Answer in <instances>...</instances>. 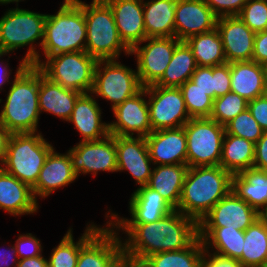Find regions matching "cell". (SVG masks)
Listing matches in <instances>:
<instances>
[{
	"mask_svg": "<svg viewBox=\"0 0 267 267\" xmlns=\"http://www.w3.org/2000/svg\"><path fill=\"white\" fill-rule=\"evenodd\" d=\"M109 224L128 236L122 242V255L144 259L160 252L182 250L199 238L198 222L178 210L156 222Z\"/></svg>",
	"mask_w": 267,
	"mask_h": 267,
	"instance_id": "1",
	"label": "cell"
},
{
	"mask_svg": "<svg viewBox=\"0 0 267 267\" xmlns=\"http://www.w3.org/2000/svg\"><path fill=\"white\" fill-rule=\"evenodd\" d=\"M39 68L23 61L0 112V124L11 133H36L39 122Z\"/></svg>",
	"mask_w": 267,
	"mask_h": 267,
	"instance_id": "2",
	"label": "cell"
},
{
	"mask_svg": "<svg viewBox=\"0 0 267 267\" xmlns=\"http://www.w3.org/2000/svg\"><path fill=\"white\" fill-rule=\"evenodd\" d=\"M232 190V174L218 166L189 167L178 207L198 223Z\"/></svg>",
	"mask_w": 267,
	"mask_h": 267,
	"instance_id": "3",
	"label": "cell"
},
{
	"mask_svg": "<svg viewBox=\"0 0 267 267\" xmlns=\"http://www.w3.org/2000/svg\"><path fill=\"white\" fill-rule=\"evenodd\" d=\"M86 38L84 2L81 0H64L56 14H47L42 44L46 58L63 53L86 52Z\"/></svg>",
	"mask_w": 267,
	"mask_h": 267,
	"instance_id": "4",
	"label": "cell"
},
{
	"mask_svg": "<svg viewBox=\"0 0 267 267\" xmlns=\"http://www.w3.org/2000/svg\"><path fill=\"white\" fill-rule=\"evenodd\" d=\"M47 14H40L18 7L9 9L0 18V52L10 53L30 45L23 62L26 65L39 66L41 55L33 43L42 38L44 41L45 20Z\"/></svg>",
	"mask_w": 267,
	"mask_h": 267,
	"instance_id": "5",
	"label": "cell"
},
{
	"mask_svg": "<svg viewBox=\"0 0 267 267\" xmlns=\"http://www.w3.org/2000/svg\"><path fill=\"white\" fill-rule=\"evenodd\" d=\"M86 20V53L98 60H116L123 51L130 55V48L122 41L113 12L104 0L84 3Z\"/></svg>",
	"mask_w": 267,
	"mask_h": 267,
	"instance_id": "6",
	"label": "cell"
},
{
	"mask_svg": "<svg viewBox=\"0 0 267 267\" xmlns=\"http://www.w3.org/2000/svg\"><path fill=\"white\" fill-rule=\"evenodd\" d=\"M37 133H12L6 156L0 164L5 172L31 189L36 185L46 157L54 148L41 133Z\"/></svg>",
	"mask_w": 267,
	"mask_h": 267,
	"instance_id": "7",
	"label": "cell"
},
{
	"mask_svg": "<svg viewBox=\"0 0 267 267\" xmlns=\"http://www.w3.org/2000/svg\"><path fill=\"white\" fill-rule=\"evenodd\" d=\"M38 68L50 81L80 93H90L97 60L86 52L54 55Z\"/></svg>",
	"mask_w": 267,
	"mask_h": 267,
	"instance_id": "8",
	"label": "cell"
},
{
	"mask_svg": "<svg viewBox=\"0 0 267 267\" xmlns=\"http://www.w3.org/2000/svg\"><path fill=\"white\" fill-rule=\"evenodd\" d=\"M183 127L187 139V166L220 165L225 126L211 118H191Z\"/></svg>",
	"mask_w": 267,
	"mask_h": 267,
	"instance_id": "9",
	"label": "cell"
},
{
	"mask_svg": "<svg viewBox=\"0 0 267 267\" xmlns=\"http://www.w3.org/2000/svg\"><path fill=\"white\" fill-rule=\"evenodd\" d=\"M142 88L137 71L116 60L97 61L91 94L111 101L112 109L137 94Z\"/></svg>",
	"mask_w": 267,
	"mask_h": 267,
	"instance_id": "10",
	"label": "cell"
},
{
	"mask_svg": "<svg viewBox=\"0 0 267 267\" xmlns=\"http://www.w3.org/2000/svg\"><path fill=\"white\" fill-rule=\"evenodd\" d=\"M152 131L183 127L191 118L179 87H145Z\"/></svg>",
	"mask_w": 267,
	"mask_h": 267,
	"instance_id": "11",
	"label": "cell"
},
{
	"mask_svg": "<svg viewBox=\"0 0 267 267\" xmlns=\"http://www.w3.org/2000/svg\"><path fill=\"white\" fill-rule=\"evenodd\" d=\"M144 46L136 44L130 55L137 56V73L142 87L156 84L167 69L176 46L181 42L175 37H149Z\"/></svg>",
	"mask_w": 267,
	"mask_h": 267,
	"instance_id": "12",
	"label": "cell"
},
{
	"mask_svg": "<svg viewBox=\"0 0 267 267\" xmlns=\"http://www.w3.org/2000/svg\"><path fill=\"white\" fill-rule=\"evenodd\" d=\"M68 152L77 177L80 173H92L95 176L99 171L118 172L115 136L113 135L109 134L98 141H80Z\"/></svg>",
	"mask_w": 267,
	"mask_h": 267,
	"instance_id": "13",
	"label": "cell"
},
{
	"mask_svg": "<svg viewBox=\"0 0 267 267\" xmlns=\"http://www.w3.org/2000/svg\"><path fill=\"white\" fill-rule=\"evenodd\" d=\"M146 89L143 87L137 94L126 99L116 106L113 114L116 121L109 123V134L113 136H133L146 137L152 132L150 123L149 107Z\"/></svg>",
	"mask_w": 267,
	"mask_h": 267,
	"instance_id": "14",
	"label": "cell"
},
{
	"mask_svg": "<svg viewBox=\"0 0 267 267\" xmlns=\"http://www.w3.org/2000/svg\"><path fill=\"white\" fill-rule=\"evenodd\" d=\"M261 214L232 190L198 223V227H228L245 231Z\"/></svg>",
	"mask_w": 267,
	"mask_h": 267,
	"instance_id": "15",
	"label": "cell"
},
{
	"mask_svg": "<svg viewBox=\"0 0 267 267\" xmlns=\"http://www.w3.org/2000/svg\"><path fill=\"white\" fill-rule=\"evenodd\" d=\"M101 227L81 248L76 267H112L123 254L119 233L108 223Z\"/></svg>",
	"mask_w": 267,
	"mask_h": 267,
	"instance_id": "16",
	"label": "cell"
},
{
	"mask_svg": "<svg viewBox=\"0 0 267 267\" xmlns=\"http://www.w3.org/2000/svg\"><path fill=\"white\" fill-rule=\"evenodd\" d=\"M117 171H129L136 184H148L152 169L145 137L115 136Z\"/></svg>",
	"mask_w": 267,
	"mask_h": 267,
	"instance_id": "17",
	"label": "cell"
},
{
	"mask_svg": "<svg viewBox=\"0 0 267 267\" xmlns=\"http://www.w3.org/2000/svg\"><path fill=\"white\" fill-rule=\"evenodd\" d=\"M217 19L204 0H176L175 38L186 41L191 36L210 32L216 28Z\"/></svg>",
	"mask_w": 267,
	"mask_h": 267,
	"instance_id": "18",
	"label": "cell"
},
{
	"mask_svg": "<svg viewBox=\"0 0 267 267\" xmlns=\"http://www.w3.org/2000/svg\"><path fill=\"white\" fill-rule=\"evenodd\" d=\"M216 29L222 39L226 62L252 61L256 33L238 16L219 17Z\"/></svg>",
	"mask_w": 267,
	"mask_h": 267,
	"instance_id": "19",
	"label": "cell"
},
{
	"mask_svg": "<svg viewBox=\"0 0 267 267\" xmlns=\"http://www.w3.org/2000/svg\"><path fill=\"white\" fill-rule=\"evenodd\" d=\"M145 139L152 164H187V139L184 127L155 130Z\"/></svg>",
	"mask_w": 267,
	"mask_h": 267,
	"instance_id": "20",
	"label": "cell"
},
{
	"mask_svg": "<svg viewBox=\"0 0 267 267\" xmlns=\"http://www.w3.org/2000/svg\"><path fill=\"white\" fill-rule=\"evenodd\" d=\"M175 209L157 191L147 185L135 190L129 201L131 217L121 218L111 213L108 223H150L156 222L170 214ZM114 219V220H113ZM114 221V222H113Z\"/></svg>",
	"mask_w": 267,
	"mask_h": 267,
	"instance_id": "21",
	"label": "cell"
},
{
	"mask_svg": "<svg viewBox=\"0 0 267 267\" xmlns=\"http://www.w3.org/2000/svg\"><path fill=\"white\" fill-rule=\"evenodd\" d=\"M111 8L117 31L131 49L146 39L143 0H104Z\"/></svg>",
	"mask_w": 267,
	"mask_h": 267,
	"instance_id": "22",
	"label": "cell"
},
{
	"mask_svg": "<svg viewBox=\"0 0 267 267\" xmlns=\"http://www.w3.org/2000/svg\"><path fill=\"white\" fill-rule=\"evenodd\" d=\"M54 149L46 157L36 185L32 188L36 201L38 196L45 198L57 188L65 187L77 179L69 152L60 154L55 152Z\"/></svg>",
	"mask_w": 267,
	"mask_h": 267,
	"instance_id": "23",
	"label": "cell"
},
{
	"mask_svg": "<svg viewBox=\"0 0 267 267\" xmlns=\"http://www.w3.org/2000/svg\"><path fill=\"white\" fill-rule=\"evenodd\" d=\"M101 109L90 93H82L68 120L82 135L81 141H98L109 135V123L101 121ZM102 137V138H101Z\"/></svg>",
	"mask_w": 267,
	"mask_h": 267,
	"instance_id": "24",
	"label": "cell"
},
{
	"mask_svg": "<svg viewBox=\"0 0 267 267\" xmlns=\"http://www.w3.org/2000/svg\"><path fill=\"white\" fill-rule=\"evenodd\" d=\"M231 92L247 101L263 96L267 86V68L255 61L230 63Z\"/></svg>",
	"mask_w": 267,
	"mask_h": 267,
	"instance_id": "25",
	"label": "cell"
},
{
	"mask_svg": "<svg viewBox=\"0 0 267 267\" xmlns=\"http://www.w3.org/2000/svg\"><path fill=\"white\" fill-rule=\"evenodd\" d=\"M0 209L11 215L34 214L38 203L32 189L0 167Z\"/></svg>",
	"mask_w": 267,
	"mask_h": 267,
	"instance_id": "26",
	"label": "cell"
},
{
	"mask_svg": "<svg viewBox=\"0 0 267 267\" xmlns=\"http://www.w3.org/2000/svg\"><path fill=\"white\" fill-rule=\"evenodd\" d=\"M82 93L66 89L50 81L39 69V97L40 114L51 113L60 119L68 121L74 109L77 98Z\"/></svg>",
	"mask_w": 267,
	"mask_h": 267,
	"instance_id": "27",
	"label": "cell"
},
{
	"mask_svg": "<svg viewBox=\"0 0 267 267\" xmlns=\"http://www.w3.org/2000/svg\"><path fill=\"white\" fill-rule=\"evenodd\" d=\"M232 191L261 214L267 208V171L250 168L233 174Z\"/></svg>",
	"mask_w": 267,
	"mask_h": 267,
	"instance_id": "28",
	"label": "cell"
},
{
	"mask_svg": "<svg viewBox=\"0 0 267 267\" xmlns=\"http://www.w3.org/2000/svg\"><path fill=\"white\" fill-rule=\"evenodd\" d=\"M147 186L157 191L174 208L178 207L184 180L188 171L187 164L158 165L153 167Z\"/></svg>",
	"mask_w": 267,
	"mask_h": 267,
	"instance_id": "29",
	"label": "cell"
},
{
	"mask_svg": "<svg viewBox=\"0 0 267 267\" xmlns=\"http://www.w3.org/2000/svg\"><path fill=\"white\" fill-rule=\"evenodd\" d=\"M176 0L143 1L146 38L175 37Z\"/></svg>",
	"mask_w": 267,
	"mask_h": 267,
	"instance_id": "30",
	"label": "cell"
},
{
	"mask_svg": "<svg viewBox=\"0 0 267 267\" xmlns=\"http://www.w3.org/2000/svg\"><path fill=\"white\" fill-rule=\"evenodd\" d=\"M198 228L199 238L202 240L204 249L214 248V253L237 260L242 256L244 231L231 229L226 226Z\"/></svg>",
	"mask_w": 267,
	"mask_h": 267,
	"instance_id": "31",
	"label": "cell"
},
{
	"mask_svg": "<svg viewBox=\"0 0 267 267\" xmlns=\"http://www.w3.org/2000/svg\"><path fill=\"white\" fill-rule=\"evenodd\" d=\"M255 144L245 138L225 134L220 166L232 175L253 168Z\"/></svg>",
	"mask_w": 267,
	"mask_h": 267,
	"instance_id": "32",
	"label": "cell"
},
{
	"mask_svg": "<svg viewBox=\"0 0 267 267\" xmlns=\"http://www.w3.org/2000/svg\"><path fill=\"white\" fill-rule=\"evenodd\" d=\"M191 48L181 41L175 48L171 61L162 78L155 84L162 87H180L190 80L197 68Z\"/></svg>",
	"mask_w": 267,
	"mask_h": 267,
	"instance_id": "33",
	"label": "cell"
},
{
	"mask_svg": "<svg viewBox=\"0 0 267 267\" xmlns=\"http://www.w3.org/2000/svg\"><path fill=\"white\" fill-rule=\"evenodd\" d=\"M185 42L191 48L197 66L213 67L226 63L222 39L216 28L191 36Z\"/></svg>",
	"mask_w": 267,
	"mask_h": 267,
	"instance_id": "34",
	"label": "cell"
},
{
	"mask_svg": "<svg viewBox=\"0 0 267 267\" xmlns=\"http://www.w3.org/2000/svg\"><path fill=\"white\" fill-rule=\"evenodd\" d=\"M244 267H257L267 263V223L260 217L244 231L242 256Z\"/></svg>",
	"mask_w": 267,
	"mask_h": 267,
	"instance_id": "35",
	"label": "cell"
},
{
	"mask_svg": "<svg viewBox=\"0 0 267 267\" xmlns=\"http://www.w3.org/2000/svg\"><path fill=\"white\" fill-rule=\"evenodd\" d=\"M100 229L97 225H88L75 243L72 229H69L62 238L59 245L53 248L51 256L48 258V267H76L80 248Z\"/></svg>",
	"mask_w": 267,
	"mask_h": 267,
	"instance_id": "36",
	"label": "cell"
},
{
	"mask_svg": "<svg viewBox=\"0 0 267 267\" xmlns=\"http://www.w3.org/2000/svg\"><path fill=\"white\" fill-rule=\"evenodd\" d=\"M203 251L202 240L198 238L187 248L156 253L146 259L153 267H200Z\"/></svg>",
	"mask_w": 267,
	"mask_h": 267,
	"instance_id": "37",
	"label": "cell"
},
{
	"mask_svg": "<svg viewBox=\"0 0 267 267\" xmlns=\"http://www.w3.org/2000/svg\"><path fill=\"white\" fill-rule=\"evenodd\" d=\"M190 118H209L213 108V99L191 80L180 87Z\"/></svg>",
	"mask_w": 267,
	"mask_h": 267,
	"instance_id": "38",
	"label": "cell"
},
{
	"mask_svg": "<svg viewBox=\"0 0 267 267\" xmlns=\"http://www.w3.org/2000/svg\"><path fill=\"white\" fill-rule=\"evenodd\" d=\"M248 108V101L236 93L229 92L213 101L211 119L225 126L229 121Z\"/></svg>",
	"mask_w": 267,
	"mask_h": 267,
	"instance_id": "39",
	"label": "cell"
},
{
	"mask_svg": "<svg viewBox=\"0 0 267 267\" xmlns=\"http://www.w3.org/2000/svg\"><path fill=\"white\" fill-rule=\"evenodd\" d=\"M264 132L248 108L225 125V134L245 138L254 144L263 136Z\"/></svg>",
	"mask_w": 267,
	"mask_h": 267,
	"instance_id": "40",
	"label": "cell"
},
{
	"mask_svg": "<svg viewBox=\"0 0 267 267\" xmlns=\"http://www.w3.org/2000/svg\"><path fill=\"white\" fill-rule=\"evenodd\" d=\"M253 32L267 30V0H247L237 15Z\"/></svg>",
	"mask_w": 267,
	"mask_h": 267,
	"instance_id": "41",
	"label": "cell"
},
{
	"mask_svg": "<svg viewBox=\"0 0 267 267\" xmlns=\"http://www.w3.org/2000/svg\"><path fill=\"white\" fill-rule=\"evenodd\" d=\"M190 80L213 100L216 99V83L213 67L198 66Z\"/></svg>",
	"mask_w": 267,
	"mask_h": 267,
	"instance_id": "42",
	"label": "cell"
},
{
	"mask_svg": "<svg viewBox=\"0 0 267 267\" xmlns=\"http://www.w3.org/2000/svg\"><path fill=\"white\" fill-rule=\"evenodd\" d=\"M14 246L19 260L42 255L40 240L31 233L20 235Z\"/></svg>",
	"mask_w": 267,
	"mask_h": 267,
	"instance_id": "43",
	"label": "cell"
},
{
	"mask_svg": "<svg viewBox=\"0 0 267 267\" xmlns=\"http://www.w3.org/2000/svg\"><path fill=\"white\" fill-rule=\"evenodd\" d=\"M213 13L219 18L237 16L247 0H204Z\"/></svg>",
	"mask_w": 267,
	"mask_h": 267,
	"instance_id": "44",
	"label": "cell"
},
{
	"mask_svg": "<svg viewBox=\"0 0 267 267\" xmlns=\"http://www.w3.org/2000/svg\"><path fill=\"white\" fill-rule=\"evenodd\" d=\"M213 76L216 83V98L231 92L230 63L213 66Z\"/></svg>",
	"mask_w": 267,
	"mask_h": 267,
	"instance_id": "45",
	"label": "cell"
},
{
	"mask_svg": "<svg viewBox=\"0 0 267 267\" xmlns=\"http://www.w3.org/2000/svg\"><path fill=\"white\" fill-rule=\"evenodd\" d=\"M200 267H244L242 263L234 258L224 256L218 253H209L204 249Z\"/></svg>",
	"mask_w": 267,
	"mask_h": 267,
	"instance_id": "46",
	"label": "cell"
},
{
	"mask_svg": "<svg viewBox=\"0 0 267 267\" xmlns=\"http://www.w3.org/2000/svg\"><path fill=\"white\" fill-rule=\"evenodd\" d=\"M248 110L260 127L267 132V95L248 101Z\"/></svg>",
	"mask_w": 267,
	"mask_h": 267,
	"instance_id": "47",
	"label": "cell"
},
{
	"mask_svg": "<svg viewBox=\"0 0 267 267\" xmlns=\"http://www.w3.org/2000/svg\"><path fill=\"white\" fill-rule=\"evenodd\" d=\"M252 61L267 67V30L255 34Z\"/></svg>",
	"mask_w": 267,
	"mask_h": 267,
	"instance_id": "48",
	"label": "cell"
},
{
	"mask_svg": "<svg viewBox=\"0 0 267 267\" xmlns=\"http://www.w3.org/2000/svg\"><path fill=\"white\" fill-rule=\"evenodd\" d=\"M253 168L267 171V132L255 143Z\"/></svg>",
	"mask_w": 267,
	"mask_h": 267,
	"instance_id": "49",
	"label": "cell"
},
{
	"mask_svg": "<svg viewBox=\"0 0 267 267\" xmlns=\"http://www.w3.org/2000/svg\"><path fill=\"white\" fill-rule=\"evenodd\" d=\"M17 267H48V260L42 255L20 259L17 263Z\"/></svg>",
	"mask_w": 267,
	"mask_h": 267,
	"instance_id": "50",
	"label": "cell"
},
{
	"mask_svg": "<svg viewBox=\"0 0 267 267\" xmlns=\"http://www.w3.org/2000/svg\"><path fill=\"white\" fill-rule=\"evenodd\" d=\"M12 133L0 124V164L3 162Z\"/></svg>",
	"mask_w": 267,
	"mask_h": 267,
	"instance_id": "51",
	"label": "cell"
},
{
	"mask_svg": "<svg viewBox=\"0 0 267 267\" xmlns=\"http://www.w3.org/2000/svg\"><path fill=\"white\" fill-rule=\"evenodd\" d=\"M8 251H9V254H8ZM3 252V253H2ZM7 252V253H6ZM11 253V254H10ZM0 259H2L0 262V267H11L9 264L10 263H8L9 261L8 260H11L10 262H11V265H13L12 263H14L15 265H13V266H15V267H17V263H18V261H19V259H18V256H16L17 255V253H16V249H15V246L13 245L12 247H10V249L9 250H5V252L2 250V251H0ZM15 255V257L14 258H12V256H14ZM3 257V258H2ZM9 258V259H8ZM12 259H13V261H12Z\"/></svg>",
	"mask_w": 267,
	"mask_h": 267,
	"instance_id": "52",
	"label": "cell"
},
{
	"mask_svg": "<svg viewBox=\"0 0 267 267\" xmlns=\"http://www.w3.org/2000/svg\"><path fill=\"white\" fill-rule=\"evenodd\" d=\"M129 267H153L152 264L144 258L133 257L130 255H122L121 257Z\"/></svg>",
	"mask_w": 267,
	"mask_h": 267,
	"instance_id": "53",
	"label": "cell"
},
{
	"mask_svg": "<svg viewBox=\"0 0 267 267\" xmlns=\"http://www.w3.org/2000/svg\"><path fill=\"white\" fill-rule=\"evenodd\" d=\"M4 67H3V69H2V73L0 74V90H2V86L3 85H5V83L7 82H9V76H10V72L12 71V70H8V68H9V66H8V64H5V65H3Z\"/></svg>",
	"mask_w": 267,
	"mask_h": 267,
	"instance_id": "54",
	"label": "cell"
},
{
	"mask_svg": "<svg viewBox=\"0 0 267 267\" xmlns=\"http://www.w3.org/2000/svg\"><path fill=\"white\" fill-rule=\"evenodd\" d=\"M112 267H129V265L120 258Z\"/></svg>",
	"mask_w": 267,
	"mask_h": 267,
	"instance_id": "55",
	"label": "cell"
},
{
	"mask_svg": "<svg viewBox=\"0 0 267 267\" xmlns=\"http://www.w3.org/2000/svg\"><path fill=\"white\" fill-rule=\"evenodd\" d=\"M19 1H24V0H0V4H8V3H12V2H16L17 6H18V2Z\"/></svg>",
	"mask_w": 267,
	"mask_h": 267,
	"instance_id": "56",
	"label": "cell"
},
{
	"mask_svg": "<svg viewBox=\"0 0 267 267\" xmlns=\"http://www.w3.org/2000/svg\"><path fill=\"white\" fill-rule=\"evenodd\" d=\"M261 217L266 221L267 223V208L261 213Z\"/></svg>",
	"mask_w": 267,
	"mask_h": 267,
	"instance_id": "57",
	"label": "cell"
},
{
	"mask_svg": "<svg viewBox=\"0 0 267 267\" xmlns=\"http://www.w3.org/2000/svg\"><path fill=\"white\" fill-rule=\"evenodd\" d=\"M5 54H8V53L0 52V57L2 58V56L5 55Z\"/></svg>",
	"mask_w": 267,
	"mask_h": 267,
	"instance_id": "58",
	"label": "cell"
},
{
	"mask_svg": "<svg viewBox=\"0 0 267 267\" xmlns=\"http://www.w3.org/2000/svg\"><path fill=\"white\" fill-rule=\"evenodd\" d=\"M257 267H267V263Z\"/></svg>",
	"mask_w": 267,
	"mask_h": 267,
	"instance_id": "59",
	"label": "cell"
}]
</instances>
